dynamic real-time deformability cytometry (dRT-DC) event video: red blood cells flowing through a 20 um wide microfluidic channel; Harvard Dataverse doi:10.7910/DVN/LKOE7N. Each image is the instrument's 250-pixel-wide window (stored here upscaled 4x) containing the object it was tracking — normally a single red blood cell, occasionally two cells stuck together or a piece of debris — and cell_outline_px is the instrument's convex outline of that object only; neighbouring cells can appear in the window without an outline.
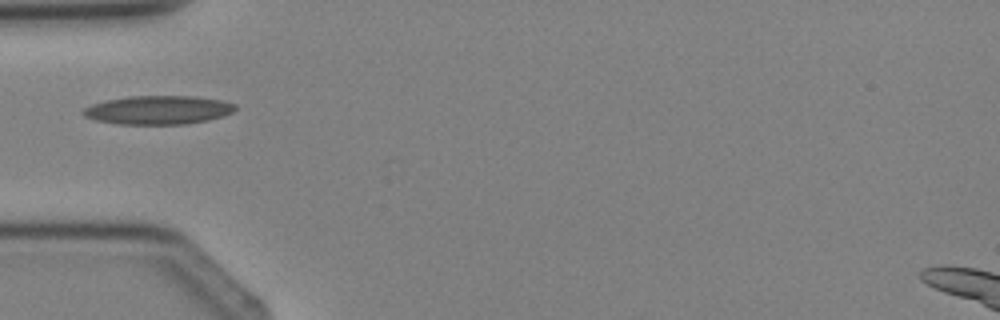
{"species": "Egyptian fruit bat (a non-hibernating species)", "species_latin": "Rousettus aegyptiacus", "temperature_condition": "cold", "stored_images_in_passage": 5, "camera_frame_rate_fps": 3000, "um_per_image_px": 0.085, "animal": {"sex": "female"}, "frame": {"image": 1, "passage_image": 5, "time_ms": 4.667, "image_size_px": [1000, 320], "cell_outline_px": [[236, 108], [232, 112], [224, 116], [208, 120], [188, 124], [116, 124], [96, 120], [84, 116], [80, 112], [84, 108], [92, 104], [108, 100], [132, 96], [196, 96], [220, 100], [236, 104]], "centroid_in_image_um": [13.46, 9.35], "position_along_channel_um": 71.5, "area_um2": 25.43}}